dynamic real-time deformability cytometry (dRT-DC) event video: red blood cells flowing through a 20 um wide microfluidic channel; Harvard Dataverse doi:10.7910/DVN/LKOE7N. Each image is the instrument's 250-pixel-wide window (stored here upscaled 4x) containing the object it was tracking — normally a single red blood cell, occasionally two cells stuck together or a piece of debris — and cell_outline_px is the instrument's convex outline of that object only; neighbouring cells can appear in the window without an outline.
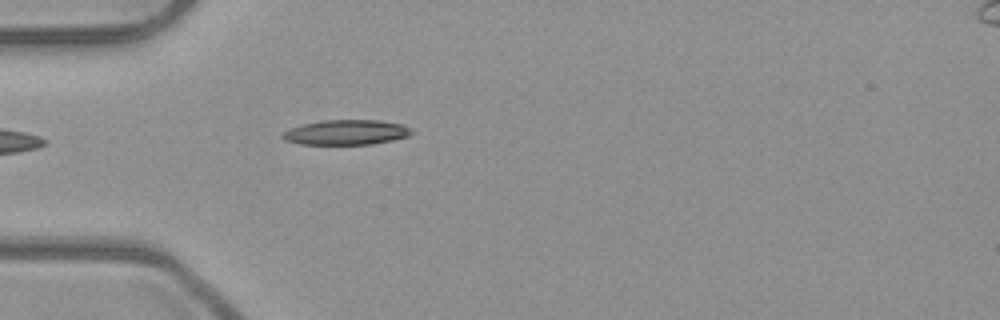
{"species": "common noctule bat (a hibernating species)", "species_latin": "Nyctalus noctula", "temperature_condition": "room temperature", "stored_images_in_passage": 1, "camera_frame_rate_fps": 3000, "um_per_image_px": 0.085, "animal": {"sex": "male", "body_mass_g": 23.1, "forearm_length_mm": 52.7}, "frame": {"image": 1, "passage_image": 1, "time_ms": 0.0, "image_size_px": [1000, 320], "cell_outline_px": [[412, 132], [408, 136], [392, 140], [372, 144], [300, 144], [284, 140], [280, 136], [288, 128], [320, 120], [380, 120], [404, 124]], "centroid_in_image_um": [29.4, 11.24], "position_along_channel_um": 55.6, "area_um2": 18.79}}